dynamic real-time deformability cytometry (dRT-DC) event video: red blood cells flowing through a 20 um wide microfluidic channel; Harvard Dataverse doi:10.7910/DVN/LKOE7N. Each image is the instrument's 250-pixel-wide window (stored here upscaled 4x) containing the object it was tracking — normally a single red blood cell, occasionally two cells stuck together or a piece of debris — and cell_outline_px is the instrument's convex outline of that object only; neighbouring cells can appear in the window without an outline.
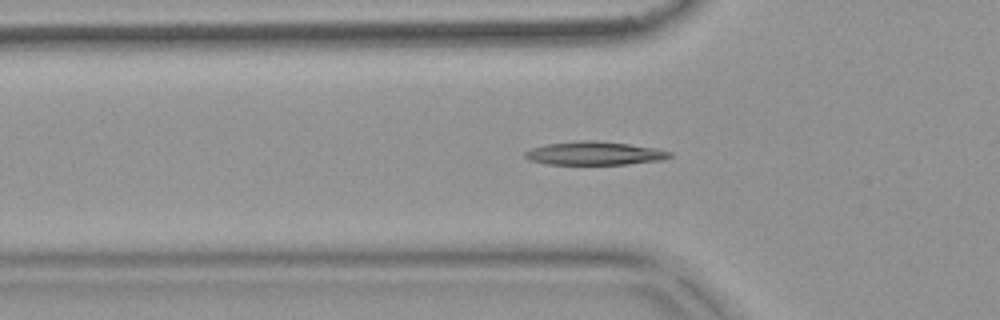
{"species": "common noctule bat (a hibernating species)", "species_latin": "Nyctalus noctula", "temperature_condition": "warm", "stored_images_in_passage": 52, "camera_frame_rate_fps": 3000, "um_per_image_px": 0.085, "animal": {"sex": "female", "body_mass_g": 18.4}, "frame": {"image": 1, "passage_image": 18, "time_ms": 5.667, "image_size_px": [1000, 320], "cell_outline_px": [[672, 156], [660, 160], [628, 164], [548, 164], [528, 160], [524, 156], [524, 152], [532, 148], [548, 144], [576, 140], [596, 140], [628, 144], [656, 148], [672, 152]], "centroid_in_image_um": [50.52, 13.02], "position_along_channel_um": 75.3, "area_um2": 19.71}}
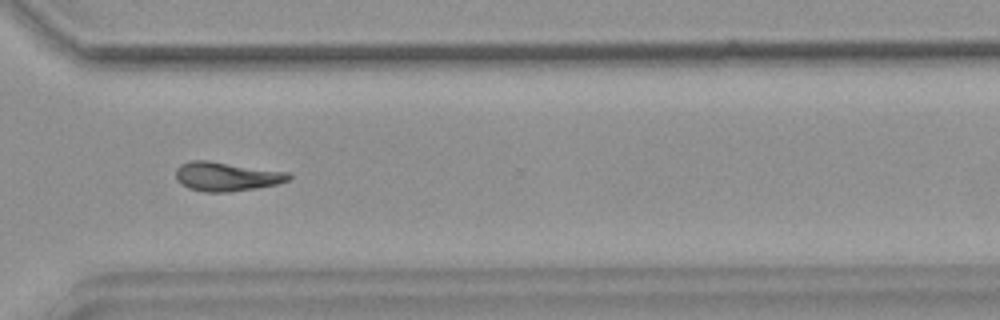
{"frame": {"image": 2, "passage_image": 40, "time_ms": 13.0, "image_size_px": [1000, 320], "cell_outline_px": [[292, 176], [288, 180], [276, 184], [256, 188], [228, 192], [204, 192], [188, 188], [176, 180], [176, 168], [180, 164], [192, 160], [208, 160], [288, 172]], "centroid_in_image_um": [19.22, 15.0], "position_along_channel_um": 351.4, "area_um2": 19.13}}
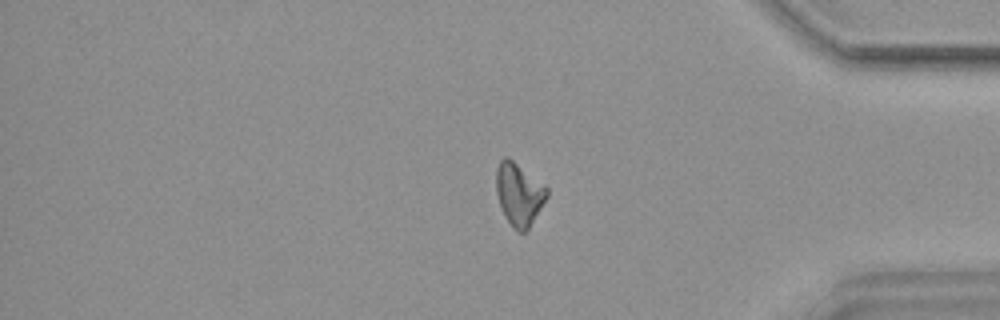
{"frame": {"image": 3, "passage_image": 45, "time_ms": 14.667, "image_size_px": [1000, 320], "cell_outline_px": [[548, 196], [528, 228], [524, 232], [520, 232], [504, 216], [496, 192], [496, 168], [500, 160], [504, 156], [508, 156], [544, 184], [548, 188]], "centroid_in_image_um": [44.11, 16.44], "position_along_channel_um": 391.1, "area_um2": 18.26}}